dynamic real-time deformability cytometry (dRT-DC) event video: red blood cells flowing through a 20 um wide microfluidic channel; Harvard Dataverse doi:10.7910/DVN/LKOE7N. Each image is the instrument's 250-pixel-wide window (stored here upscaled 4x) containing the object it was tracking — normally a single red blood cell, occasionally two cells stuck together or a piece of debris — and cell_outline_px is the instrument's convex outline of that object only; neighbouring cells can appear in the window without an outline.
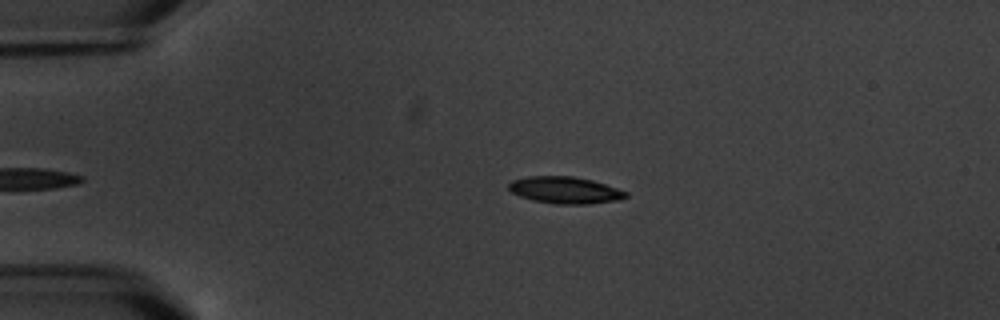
{"species": "common noctule bat (a hibernating species)", "species_latin": "Nyctalus noctula", "temperature_condition": "warm", "stored_images_in_passage": 5, "camera_frame_rate_fps": 3000, "um_per_image_px": 0.085, "animal": {"sex": "male", "body_mass_g": 20.1, "forearm_length_mm": 53.5}, "frame": {"image": 1, "passage_image": 5, "time_ms": 5.667, "image_size_px": [1000, 320], "cell_outline_px": [[628, 196], [620, 200], [588, 204], [556, 204], [532, 200], [520, 196], [512, 192], [508, 188], [508, 184], [512, 180], [528, 176], [572, 176], [592, 180], [628, 192]], "centroid_in_image_um": [48.03, 16.16], "position_along_channel_um": 37.0, "area_um2": 18.32}}